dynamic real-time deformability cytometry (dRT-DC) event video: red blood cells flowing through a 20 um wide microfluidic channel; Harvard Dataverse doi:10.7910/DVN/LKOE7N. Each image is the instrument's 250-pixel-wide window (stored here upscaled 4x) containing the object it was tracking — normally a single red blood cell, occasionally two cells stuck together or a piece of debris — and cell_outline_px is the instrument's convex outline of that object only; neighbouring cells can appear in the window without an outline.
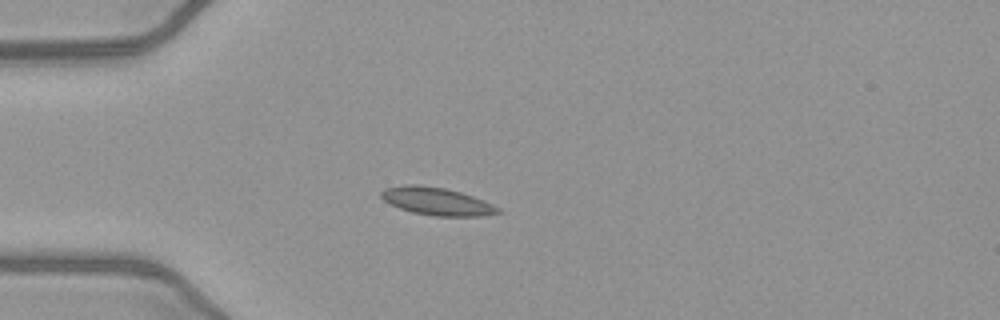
{"species": "common noctule bat (a hibernating species)", "species_latin": "Nyctalus noctula", "temperature_condition": "warm", "stored_images_in_passage": 38, "camera_frame_rate_fps": 3000, "um_per_image_px": 0.085, "animal": {"sex": "female", "body_mass_g": 21.9}, "frame": {"image": 1, "passage_image": 1, "time_ms": 0.0, "image_size_px": [1000, 320], "cell_outline_px": [[504, 212], [484, 216], [432, 216], [412, 212], [400, 208], [384, 200], [380, 196], [380, 192], [384, 188], [404, 184], [416, 184], [444, 188], [460, 192], [484, 200], [500, 208]], "centroid_in_image_um": [37.15, 17.11], "position_along_channel_um": 47.9, "area_um2": 18.96}}
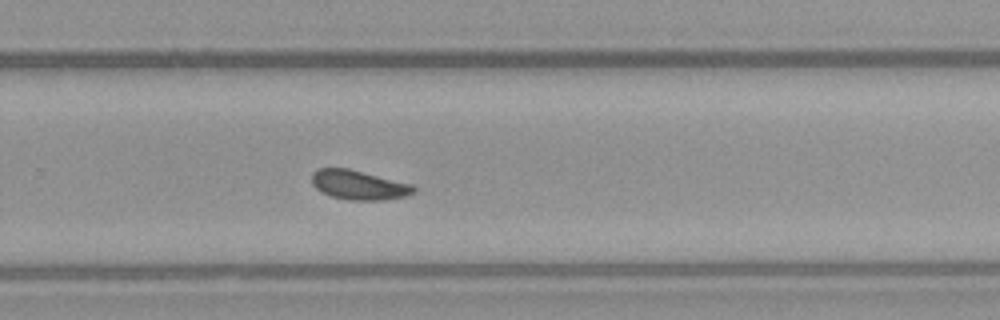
{"frame": {"image": 2, "passage_image": 21, "time_ms": 6.667, "image_size_px": [1000, 320], "cell_outline_px": [[416, 192], [404, 196], [384, 200], [348, 200], [332, 196], [320, 192], [312, 184], [312, 172], [316, 168], [348, 168], [412, 184], [416, 188]], "centroid_in_image_um": [30.48, 15.72], "position_along_channel_um": 299.3, "area_um2": 17.51}}
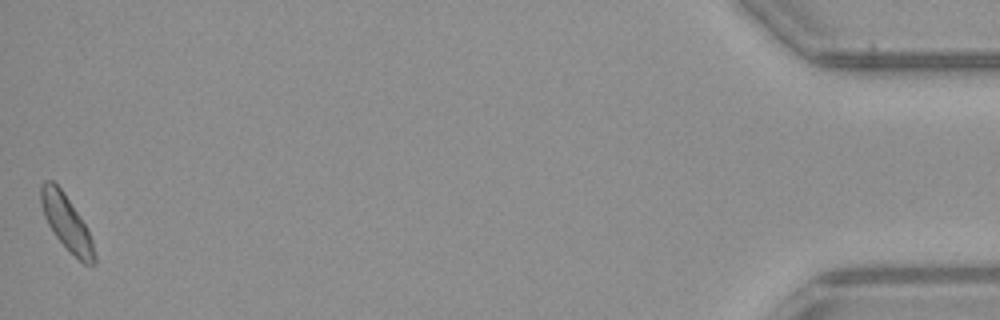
{"frame": {"image": 3, "passage_image": 38, "time_ms": 12.333, "image_size_px": [1000, 320], "cell_outline_px": [[96, 264], [84, 264], [56, 236], [48, 224], [44, 216], [40, 204], [40, 184], [44, 180], [52, 180], [64, 192], [84, 224], [92, 240], [96, 256]], "centroid_in_image_um": [5.63, 18.88], "position_along_channel_um": 429.6, "area_um2": 16.76}, "authors_computed_cell_mechanics": {"area_um2": 17.1666, "velocity_mm_per_s": 4.0233, "shape_relaxation_time_tau1_ms": 2.6457, "shape_relaxation_time_tau2_ms": null, "deformation_change_tau1": 0.0902, "deformation_change_tau2": null}}